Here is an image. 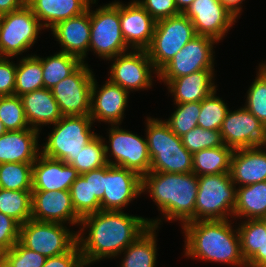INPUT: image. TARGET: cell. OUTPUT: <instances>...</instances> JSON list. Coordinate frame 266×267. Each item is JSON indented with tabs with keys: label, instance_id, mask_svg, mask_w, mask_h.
<instances>
[{
	"label": "cell",
	"instance_id": "6da1fadb",
	"mask_svg": "<svg viewBox=\"0 0 266 267\" xmlns=\"http://www.w3.org/2000/svg\"><path fill=\"white\" fill-rule=\"evenodd\" d=\"M161 222L160 218L145 219L112 210H101L83 217L80 221L82 227L77 232V244L85 266L104 258L119 257L150 226L160 228Z\"/></svg>",
	"mask_w": 266,
	"mask_h": 267
},
{
	"label": "cell",
	"instance_id": "7a4b0ae2",
	"mask_svg": "<svg viewBox=\"0 0 266 267\" xmlns=\"http://www.w3.org/2000/svg\"><path fill=\"white\" fill-rule=\"evenodd\" d=\"M230 222L228 219L201 220L183 224L185 257L247 267L238 228H232Z\"/></svg>",
	"mask_w": 266,
	"mask_h": 267
},
{
	"label": "cell",
	"instance_id": "3957f363",
	"mask_svg": "<svg viewBox=\"0 0 266 267\" xmlns=\"http://www.w3.org/2000/svg\"><path fill=\"white\" fill-rule=\"evenodd\" d=\"M150 193L167 221L181 225L195 221L198 176L189 173L149 172L142 176V193Z\"/></svg>",
	"mask_w": 266,
	"mask_h": 267
},
{
	"label": "cell",
	"instance_id": "277c9868",
	"mask_svg": "<svg viewBox=\"0 0 266 267\" xmlns=\"http://www.w3.org/2000/svg\"><path fill=\"white\" fill-rule=\"evenodd\" d=\"M146 119L150 172H192L193 154L184 147L182 139L170 129L165 120L151 117Z\"/></svg>",
	"mask_w": 266,
	"mask_h": 267
},
{
	"label": "cell",
	"instance_id": "5b68a950",
	"mask_svg": "<svg viewBox=\"0 0 266 267\" xmlns=\"http://www.w3.org/2000/svg\"><path fill=\"white\" fill-rule=\"evenodd\" d=\"M93 124L90 115L63 116L54 124L44 146L42 144L41 154L70 165L82 148L98 135L91 130Z\"/></svg>",
	"mask_w": 266,
	"mask_h": 267
},
{
	"label": "cell",
	"instance_id": "8992f818",
	"mask_svg": "<svg viewBox=\"0 0 266 267\" xmlns=\"http://www.w3.org/2000/svg\"><path fill=\"white\" fill-rule=\"evenodd\" d=\"M236 188L230 173L198 176L195 221L233 218Z\"/></svg>",
	"mask_w": 266,
	"mask_h": 267
},
{
	"label": "cell",
	"instance_id": "52a82bcc",
	"mask_svg": "<svg viewBox=\"0 0 266 267\" xmlns=\"http://www.w3.org/2000/svg\"><path fill=\"white\" fill-rule=\"evenodd\" d=\"M91 33L89 50L103 60L129 52L122 35L119 18V1L90 9Z\"/></svg>",
	"mask_w": 266,
	"mask_h": 267
},
{
	"label": "cell",
	"instance_id": "ba28073f",
	"mask_svg": "<svg viewBox=\"0 0 266 267\" xmlns=\"http://www.w3.org/2000/svg\"><path fill=\"white\" fill-rule=\"evenodd\" d=\"M196 32L192 21L183 13L156 22L150 46L146 49L158 73Z\"/></svg>",
	"mask_w": 266,
	"mask_h": 267
},
{
	"label": "cell",
	"instance_id": "9c48e42d",
	"mask_svg": "<svg viewBox=\"0 0 266 267\" xmlns=\"http://www.w3.org/2000/svg\"><path fill=\"white\" fill-rule=\"evenodd\" d=\"M42 25L26 4L0 16V57L12 59L27 52L37 41Z\"/></svg>",
	"mask_w": 266,
	"mask_h": 267
},
{
	"label": "cell",
	"instance_id": "30bf717a",
	"mask_svg": "<svg viewBox=\"0 0 266 267\" xmlns=\"http://www.w3.org/2000/svg\"><path fill=\"white\" fill-rule=\"evenodd\" d=\"M73 232L64 224L31 218L20 225L19 242L49 258L68 252L77 243V231Z\"/></svg>",
	"mask_w": 266,
	"mask_h": 267
},
{
	"label": "cell",
	"instance_id": "8fae6325",
	"mask_svg": "<svg viewBox=\"0 0 266 267\" xmlns=\"http://www.w3.org/2000/svg\"><path fill=\"white\" fill-rule=\"evenodd\" d=\"M110 127L108 132L109 146L105 144L108 164L133 170L141 177L149 173L151 158L146 138L140 137L132 131L119 128V124ZM112 156L114 161L109 159Z\"/></svg>",
	"mask_w": 266,
	"mask_h": 267
},
{
	"label": "cell",
	"instance_id": "7c38bea8",
	"mask_svg": "<svg viewBox=\"0 0 266 267\" xmlns=\"http://www.w3.org/2000/svg\"><path fill=\"white\" fill-rule=\"evenodd\" d=\"M218 42L196 35L158 72V79L166 85L170 80L199 70H215L213 46Z\"/></svg>",
	"mask_w": 266,
	"mask_h": 267
},
{
	"label": "cell",
	"instance_id": "4fadbf2b",
	"mask_svg": "<svg viewBox=\"0 0 266 267\" xmlns=\"http://www.w3.org/2000/svg\"><path fill=\"white\" fill-rule=\"evenodd\" d=\"M94 74L82 63L72 74L51 88L63 116L90 115Z\"/></svg>",
	"mask_w": 266,
	"mask_h": 267
},
{
	"label": "cell",
	"instance_id": "5bb4252c",
	"mask_svg": "<svg viewBox=\"0 0 266 267\" xmlns=\"http://www.w3.org/2000/svg\"><path fill=\"white\" fill-rule=\"evenodd\" d=\"M110 60L114 62L108 79L129 93L133 90H148L153 85L152 72L158 75L146 50L131 49L129 53L117 55Z\"/></svg>",
	"mask_w": 266,
	"mask_h": 267
},
{
	"label": "cell",
	"instance_id": "9a60e30c",
	"mask_svg": "<svg viewBox=\"0 0 266 267\" xmlns=\"http://www.w3.org/2000/svg\"><path fill=\"white\" fill-rule=\"evenodd\" d=\"M220 133L224 144L233 150L266 145V127L244 106L228 111Z\"/></svg>",
	"mask_w": 266,
	"mask_h": 267
},
{
	"label": "cell",
	"instance_id": "2e32d148",
	"mask_svg": "<svg viewBox=\"0 0 266 267\" xmlns=\"http://www.w3.org/2000/svg\"><path fill=\"white\" fill-rule=\"evenodd\" d=\"M142 194V177L135 171L105 166V192L101 210L122 211L131 201Z\"/></svg>",
	"mask_w": 266,
	"mask_h": 267
},
{
	"label": "cell",
	"instance_id": "e0dca14e",
	"mask_svg": "<svg viewBox=\"0 0 266 267\" xmlns=\"http://www.w3.org/2000/svg\"><path fill=\"white\" fill-rule=\"evenodd\" d=\"M184 14L192 21L196 35L207 36L217 42L236 22L219 0H194Z\"/></svg>",
	"mask_w": 266,
	"mask_h": 267
},
{
	"label": "cell",
	"instance_id": "ac0fdd59",
	"mask_svg": "<svg viewBox=\"0 0 266 267\" xmlns=\"http://www.w3.org/2000/svg\"><path fill=\"white\" fill-rule=\"evenodd\" d=\"M105 82L99 88L94 77L91 89L90 117L93 122L102 121L111 125H120L124 118L129 92L109 79Z\"/></svg>",
	"mask_w": 266,
	"mask_h": 267
},
{
	"label": "cell",
	"instance_id": "d6986e66",
	"mask_svg": "<svg viewBox=\"0 0 266 267\" xmlns=\"http://www.w3.org/2000/svg\"><path fill=\"white\" fill-rule=\"evenodd\" d=\"M121 31L126 44L133 50H146L152 41L156 21L135 0L128 5L119 1Z\"/></svg>",
	"mask_w": 266,
	"mask_h": 267
},
{
	"label": "cell",
	"instance_id": "ffe728a7",
	"mask_svg": "<svg viewBox=\"0 0 266 267\" xmlns=\"http://www.w3.org/2000/svg\"><path fill=\"white\" fill-rule=\"evenodd\" d=\"M32 219L80 225L69 191H32Z\"/></svg>",
	"mask_w": 266,
	"mask_h": 267
},
{
	"label": "cell",
	"instance_id": "44dd1931",
	"mask_svg": "<svg viewBox=\"0 0 266 267\" xmlns=\"http://www.w3.org/2000/svg\"><path fill=\"white\" fill-rule=\"evenodd\" d=\"M80 15L71 17L57 23L52 29V34L61 45V52L78 57L85 63L86 53L89 51L91 21L90 8Z\"/></svg>",
	"mask_w": 266,
	"mask_h": 267
},
{
	"label": "cell",
	"instance_id": "7402d4cb",
	"mask_svg": "<svg viewBox=\"0 0 266 267\" xmlns=\"http://www.w3.org/2000/svg\"><path fill=\"white\" fill-rule=\"evenodd\" d=\"M79 176L73 166L40 154L33 163L32 191H69Z\"/></svg>",
	"mask_w": 266,
	"mask_h": 267
},
{
	"label": "cell",
	"instance_id": "603a6c76",
	"mask_svg": "<svg viewBox=\"0 0 266 267\" xmlns=\"http://www.w3.org/2000/svg\"><path fill=\"white\" fill-rule=\"evenodd\" d=\"M236 149L232 153L230 175L238 187L266 181V145Z\"/></svg>",
	"mask_w": 266,
	"mask_h": 267
},
{
	"label": "cell",
	"instance_id": "cb8c5ba5",
	"mask_svg": "<svg viewBox=\"0 0 266 267\" xmlns=\"http://www.w3.org/2000/svg\"><path fill=\"white\" fill-rule=\"evenodd\" d=\"M39 134L32 128L5 132L0 136V164L34 163L41 154Z\"/></svg>",
	"mask_w": 266,
	"mask_h": 267
},
{
	"label": "cell",
	"instance_id": "d4e9b609",
	"mask_svg": "<svg viewBox=\"0 0 266 267\" xmlns=\"http://www.w3.org/2000/svg\"><path fill=\"white\" fill-rule=\"evenodd\" d=\"M20 97L26 120L32 129L41 132V126L54 125L63 117L51 89L40 88Z\"/></svg>",
	"mask_w": 266,
	"mask_h": 267
},
{
	"label": "cell",
	"instance_id": "484cf974",
	"mask_svg": "<svg viewBox=\"0 0 266 267\" xmlns=\"http://www.w3.org/2000/svg\"><path fill=\"white\" fill-rule=\"evenodd\" d=\"M214 70H199L189 75L174 78L166 86L174 96L175 103L199 102L210 95L217 85Z\"/></svg>",
	"mask_w": 266,
	"mask_h": 267
},
{
	"label": "cell",
	"instance_id": "4316f807",
	"mask_svg": "<svg viewBox=\"0 0 266 267\" xmlns=\"http://www.w3.org/2000/svg\"><path fill=\"white\" fill-rule=\"evenodd\" d=\"M89 4H96V0H27L43 29H52L63 20L82 14Z\"/></svg>",
	"mask_w": 266,
	"mask_h": 267
},
{
	"label": "cell",
	"instance_id": "83f0119b",
	"mask_svg": "<svg viewBox=\"0 0 266 267\" xmlns=\"http://www.w3.org/2000/svg\"><path fill=\"white\" fill-rule=\"evenodd\" d=\"M240 224L237 228L241 241V252L246 266L266 267V230L264 218L248 219Z\"/></svg>",
	"mask_w": 266,
	"mask_h": 267
},
{
	"label": "cell",
	"instance_id": "f1b7e54d",
	"mask_svg": "<svg viewBox=\"0 0 266 267\" xmlns=\"http://www.w3.org/2000/svg\"><path fill=\"white\" fill-rule=\"evenodd\" d=\"M242 216V217H241ZM243 220L266 217V181L240 186L236 189L233 218Z\"/></svg>",
	"mask_w": 266,
	"mask_h": 267
},
{
	"label": "cell",
	"instance_id": "f546056e",
	"mask_svg": "<svg viewBox=\"0 0 266 267\" xmlns=\"http://www.w3.org/2000/svg\"><path fill=\"white\" fill-rule=\"evenodd\" d=\"M157 229V227L150 226L122 251L124 259L120 267H156Z\"/></svg>",
	"mask_w": 266,
	"mask_h": 267
},
{
	"label": "cell",
	"instance_id": "4dcf8cb0",
	"mask_svg": "<svg viewBox=\"0 0 266 267\" xmlns=\"http://www.w3.org/2000/svg\"><path fill=\"white\" fill-rule=\"evenodd\" d=\"M233 151L224 144L193 153L192 172L197 176L230 173Z\"/></svg>",
	"mask_w": 266,
	"mask_h": 267
},
{
	"label": "cell",
	"instance_id": "1f68e13d",
	"mask_svg": "<svg viewBox=\"0 0 266 267\" xmlns=\"http://www.w3.org/2000/svg\"><path fill=\"white\" fill-rule=\"evenodd\" d=\"M42 58L37 55L22 57L16 65L14 95L21 96L44 88Z\"/></svg>",
	"mask_w": 266,
	"mask_h": 267
},
{
	"label": "cell",
	"instance_id": "d6a6232c",
	"mask_svg": "<svg viewBox=\"0 0 266 267\" xmlns=\"http://www.w3.org/2000/svg\"><path fill=\"white\" fill-rule=\"evenodd\" d=\"M82 63L78 57L61 51L42 58L44 88L51 89L72 74Z\"/></svg>",
	"mask_w": 266,
	"mask_h": 267
},
{
	"label": "cell",
	"instance_id": "836d02e7",
	"mask_svg": "<svg viewBox=\"0 0 266 267\" xmlns=\"http://www.w3.org/2000/svg\"><path fill=\"white\" fill-rule=\"evenodd\" d=\"M0 212L12 217L20 225L32 218V191L0 188Z\"/></svg>",
	"mask_w": 266,
	"mask_h": 267
},
{
	"label": "cell",
	"instance_id": "e575fe53",
	"mask_svg": "<svg viewBox=\"0 0 266 267\" xmlns=\"http://www.w3.org/2000/svg\"><path fill=\"white\" fill-rule=\"evenodd\" d=\"M33 163L0 164V188L32 191Z\"/></svg>",
	"mask_w": 266,
	"mask_h": 267
},
{
	"label": "cell",
	"instance_id": "d590c367",
	"mask_svg": "<svg viewBox=\"0 0 266 267\" xmlns=\"http://www.w3.org/2000/svg\"><path fill=\"white\" fill-rule=\"evenodd\" d=\"M70 165L73 166L80 175L108 165L105 152V140L103 137L97 135L85 145Z\"/></svg>",
	"mask_w": 266,
	"mask_h": 267
},
{
	"label": "cell",
	"instance_id": "8d00e7d4",
	"mask_svg": "<svg viewBox=\"0 0 266 267\" xmlns=\"http://www.w3.org/2000/svg\"><path fill=\"white\" fill-rule=\"evenodd\" d=\"M215 89L201 101V111L197 120L203 129L220 131L223 120L229 111L227 103L218 97Z\"/></svg>",
	"mask_w": 266,
	"mask_h": 267
},
{
	"label": "cell",
	"instance_id": "74e56055",
	"mask_svg": "<svg viewBox=\"0 0 266 267\" xmlns=\"http://www.w3.org/2000/svg\"><path fill=\"white\" fill-rule=\"evenodd\" d=\"M244 107L266 127V63L259 64L257 77L247 91Z\"/></svg>",
	"mask_w": 266,
	"mask_h": 267
},
{
	"label": "cell",
	"instance_id": "f35d334b",
	"mask_svg": "<svg viewBox=\"0 0 266 267\" xmlns=\"http://www.w3.org/2000/svg\"><path fill=\"white\" fill-rule=\"evenodd\" d=\"M174 104L177 105V108L165 122L181 138L191 129L198 126L197 120L201 111V101Z\"/></svg>",
	"mask_w": 266,
	"mask_h": 267
},
{
	"label": "cell",
	"instance_id": "ab89813d",
	"mask_svg": "<svg viewBox=\"0 0 266 267\" xmlns=\"http://www.w3.org/2000/svg\"><path fill=\"white\" fill-rule=\"evenodd\" d=\"M0 120L7 131H20L30 128L20 96H0Z\"/></svg>",
	"mask_w": 266,
	"mask_h": 267
},
{
	"label": "cell",
	"instance_id": "60d3db41",
	"mask_svg": "<svg viewBox=\"0 0 266 267\" xmlns=\"http://www.w3.org/2000/svg\"><path fill=\"white\" fill-rule=\"evenodd\" d=\"M46 257L24 247L19 241L1 255V264L5 267H43Z\"/></svg>",
	"mask_w": 266,
	"mask_h": 267
},
{
	"label": "cell",
	"instance_id": "b9f144b4",
	"mask_svg": "<svg viewBox=\"0 0 266 267\" xmlns=\"http://www.w3.org/2000/svg\"><path fill=\"white\" fill-rule=\"evenodd\" d=\"M181 139L184 147L192 154L203 149L224 145L220 131L203 129L199 126L191 129Z\"/></svg>",
	"mask_w": 266,
	"mask_h": 267
},
{
	"label": "cell",
	"instance_id": "7bdbcfd3",
	"mask_svg": "<svg viewBox=\"0 0 266 267\" xmlns=\"http://www.w3.org/2000/svg\"><path fill=\"white\" fill-rule=\"evenodd\" d=\"M69 192L76 214L81 219L91 214L90 179H84L80 175L71 185Z\"/></svg>",
	"mask_w": 266,
	"mask_h": 267
},
{
	"label": "cell",
	"instance_id": "ee69618b",
	"mask_svg": "<svg viewBox=\"0 0 266 267\" xmlns=\"http://www.w3.org/2000/svg\"><path fill=\"white\" fill-rule=\"evenodd\" d=\"M84 179H90L91 214L101 211V201L105 192V166L81 174Z\"/></svg>",
	"mask_w": 266,
	"mask_h": 267
},
{
	"label": "cell",
	"instance_id": "f6af8a7d",
	"mask_svg": "<svg viewBox=\"0 0 266 267\" xmlns=\"http://www.w3.org/2000/svg\"><path fill=\"white\" fill-rule=\"evenodd\" d=\"M20 224L0 212V255L9 251L18 241Z\"/></svg>",
	"mask_w": 266,
	"mask_h": 267
},
{
	"label": "cell",
	"instance_id": "bcb514c9",
	"mask_svg": "<svg viewBox=\"0 0 266 267\" xmlns=\"http://www.w3.org/2000/svg\"><path fill=\"white\" fill-rule=\"evenodd\" d=\"M137 1L157 22L172 16L181 14L176 6L175 0H135Z\"/></svg>",
	"mask_w": 266,
	"mask_h": 267
},
{
	"label": "cell",
	"instance_id": "7dc6e473",
	"mask_svg": "<svg viewBox=\"0 0 266 267\" xmlns=\"http://www.w3.org/2000/svg\"><path fill=\"white\" fill-rule=\"evenodd\" d=\"M16 64L9 57H0V96L14 95Z\"/></svg>",
	"mask_w": 266,
	"mask_h": 267
},
{
	"label": "cell",
	"instance_id": "c3c4849f",
	"mask_svg": "<svg viewBox=\"0 0 266 267\" xmlns=\"http://www.w3.org/2000/svg\"><path fill=\"white\" fill-rule=\"evenodd\" d=\"M43 267H86L78 244L76 243L68 252L46 258Z\"/></svg>",
	"mask_w": 266,
	"mask_h": 267
},
{
	"label": "cell",
	"instance_id": "681fc988",
	"mask_svg": "<svg viewBox=\"0 0 266 267\" xmlns=\"http://www.w3.org/2000/svg\"><path fill=\"white\" fill-rule=\"evenodd\" d=\"M27 0H0V16L25 6Z\"/></svg>",
	"mask_w": 266,
	"mask_h": 267
},
{
	"label": "cell",
	"instance_id": "f907efd6",
	"mask_svg": "<svg viewBox=\"0 0 266 267\" xmlns=\"http://www.w3.org/2000/svg\"><path fill=\"white\" fill-rule=\"evenodd\" d=\"M224 7L235 17L238 19L240 13H242L241 4L245 0H219Z\"/></svg>",
	"mask_w": 266,
	"mask_h": 267
},
{
	"label": "cell",
	"instance_id": "816d5d0a",
	"mask_svg": "<svg viewBox=\"0 0 266 267\" xmlns=\"http://www.w3.org/2000/svg\"><path fill=\"white\" fill-rule=\"evenodd\" d=\"M194 0H175L176 6L180 13H185Z\"/></svg>",
	"mask_w": 266,
	"mask_h": 267
},
{
	"label": "cell",
	"instance_id": "f5cc1de1",
	"mask_svg": "<svg viewBox=\"0 0 266 267\" xmlns=\"http://www.w3.org/2000/svg\"><path fill=\"white\" fill-rule=\"evenodd\" d=\"M5 132H7V129L5 128L4 124L0 120V136H2Z\"/></svg>",
	"mask_w": 266,
	"mask_h": 267
},
{
	"label": "cell",
	"instance_id": "db71d44e",
	"mask_svg": "<svg viewBox=\"0 0 266 267\" xmlns=\"http://www.w3.org/2000/svg\"><path fill=\"white\" fill-rule=\"evenodd\" d=\"M264 227H265V230H266V217L264 218Z\"/></svg>",
	"mask_w": 266,
	"mask_h": 267
}]
</instances>
